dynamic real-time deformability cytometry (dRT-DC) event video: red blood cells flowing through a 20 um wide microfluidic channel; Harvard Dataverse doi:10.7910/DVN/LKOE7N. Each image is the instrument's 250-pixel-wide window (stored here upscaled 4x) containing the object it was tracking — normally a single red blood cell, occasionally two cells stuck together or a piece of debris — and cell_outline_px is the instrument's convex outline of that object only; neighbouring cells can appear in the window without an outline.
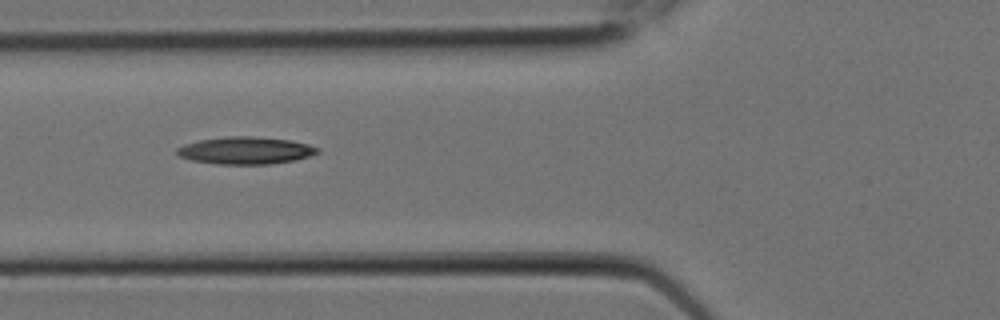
{"species": "Egyptian fruit bat (a non-hibernating species)", "species_latin": "Rousettus aegyptiacus", "temperature_condition": "room temperature", "stored_images_in_passage": 9, "camera_frame_rate_fps": 3000, "um_per_image_px": 0.085, "animal": {"sex": "female"}, "frame": {"image": 1, "passage_image": 7, "time_ms": 2.0, "image_size_px": [1000, 320], "cell_outline_px": [[320, 152], [296, 160], [272, 164], [216, 164], [192, 160], [180, 156], [176, 152], [176, 148], [184, 144], [200, 140], [228, 136], [252, 136], [288, 140], [308, 144], [320, 148]], "centroid_in_image_um": [20.88, 12.79], "position_along_channel_um": 104.9, "area_um2": 22.31}}
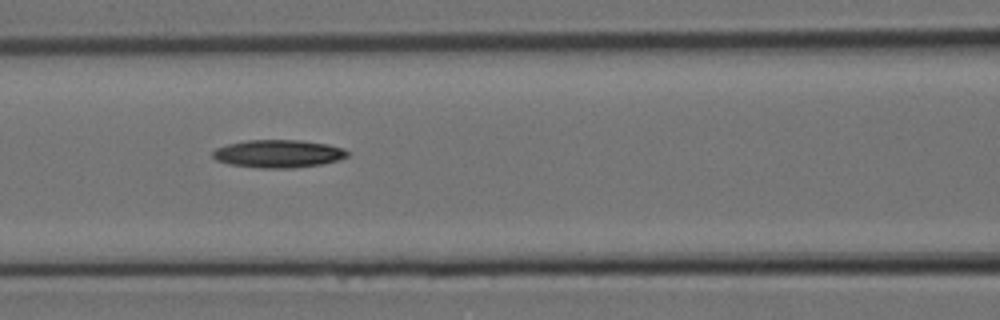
{"frame": {"image": 2, "passage_image": 8, "time_ms": 2.333, "image_size_px": [1000, 320], "cell_outline_px": [[348, 156], [336, 160], [320, 164], [292, 168], [260, 168], [228, 164], [216, 160], [212, 156], [212, 152], [216, 148], [228, 144], [248, 140], [300, 140], [328, 144], [344, 148], [348, 152]], "centroid_in_image_um": [23.63, 13.06], "position_along_channel_um": 143.0, "area_um2": 21.79}}
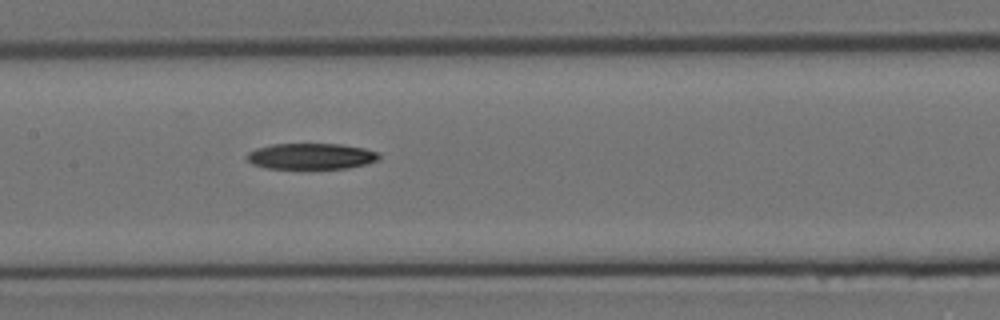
{"frame": {"image": 3, "passage_image": 9, "time_ms": 2.667, "image_size_px": [1000, 320], "cell_outline_px": [[380, 160], [348, 168], [264, 168], [252, 164], [244, 156], [248, 152], [256, 148], [272, 144], [340, 144], [364, 148], [380, 152]], "centroid_in_image_um": [26.44, 13.27], "position_along_channel_um": 181.0, "area_um2": 20.11}}